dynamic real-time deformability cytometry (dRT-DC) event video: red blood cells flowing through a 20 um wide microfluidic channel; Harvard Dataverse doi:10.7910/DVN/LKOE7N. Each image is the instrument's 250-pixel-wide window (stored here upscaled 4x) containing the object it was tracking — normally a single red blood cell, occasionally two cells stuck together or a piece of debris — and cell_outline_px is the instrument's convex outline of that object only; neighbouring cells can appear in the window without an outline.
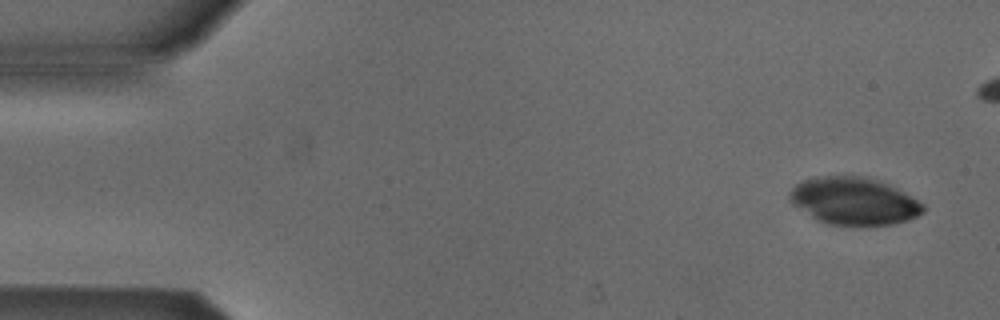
{"species": "Egyptian fruit bat (a non-hibernating species)", "species_latin": "Rousettus aegyptiacus", "temperature_condition": "cold", "stored_images_in_passage": 5, "camera_frame_rate_fps": 3000, "um_per_image_px": 0.085, "animal": {"sex": "male"}, "frame": {"image": 1, "passage_image": 1, "time_ms": 0.0, "image_size_px": [1000, 320], "cell_outline_px": [[924, 212], [908, 220], [892, 224], [828, 224], [812, 216], [792, 204], [788, 196], [788, 192], [796, 184], [804, 180], [816, 176], [860, 176], [876, 180], [896, 188], [924, 204]], "centroid_in_image_um": [72.56, 17.07], "position_along_channel_um": 12.4, "area_um2": 36.18}}